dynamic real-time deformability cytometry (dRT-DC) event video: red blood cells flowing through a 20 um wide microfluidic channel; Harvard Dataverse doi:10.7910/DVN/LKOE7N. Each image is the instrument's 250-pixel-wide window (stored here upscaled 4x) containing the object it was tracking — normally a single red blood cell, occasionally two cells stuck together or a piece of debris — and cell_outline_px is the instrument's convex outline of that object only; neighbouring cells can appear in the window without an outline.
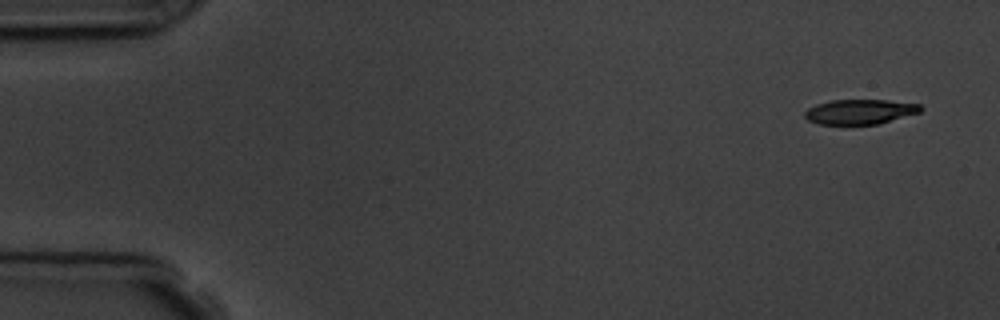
{"species": "common noctule bat (a hibernating species)", "species_latin": "Nyctalus noctula", "temperature_condition": "room temperature", "stored_images_in_passage": 4, "camera_frame_rate_fps": 3000, "um_per_image_px": 0.085, "animal": {"sex": "male", "body_mass_g": 19.5, "forearm_length_mm": 54.6}, "frame": {"image": 1, "passage_image": 1, "time_ms": 0.0, "image_size_px": [1000, 320], "cell_outline_px": [[924, 108], [920, 112], [880, 124], [820, 124], [808, 120], [804, 116], [804, 112], [808, 108], [816, 104], [832, 100], [888, 100], [920, 104]], "centroid_in_image_um": [73.11, 9.49], "position_along_channel_um": 11.9, "area_um2": 16.82}}